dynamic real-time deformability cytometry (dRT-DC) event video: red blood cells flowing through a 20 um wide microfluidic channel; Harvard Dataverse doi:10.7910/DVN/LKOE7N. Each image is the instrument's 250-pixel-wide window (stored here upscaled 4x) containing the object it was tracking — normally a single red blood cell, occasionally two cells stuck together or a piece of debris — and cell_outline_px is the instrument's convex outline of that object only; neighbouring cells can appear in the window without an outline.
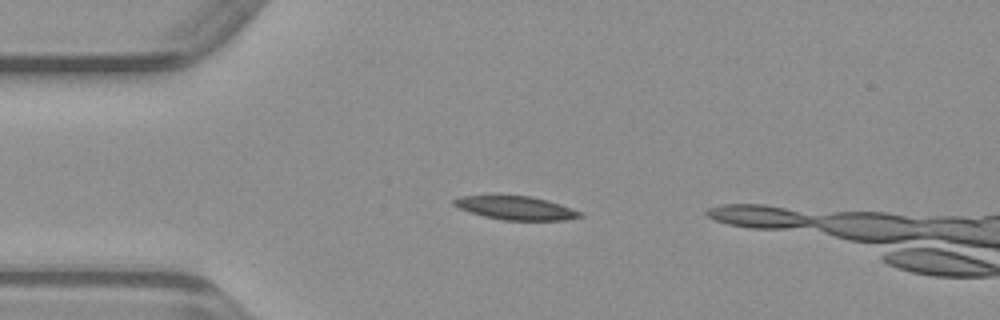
{"species": "common noctule bat (a hibernating species)", "species_latin": "Nyctalus noctula", "temperature_condition": "warm", "stored_images_in_passage": 42, "camera_frame_rate_fps": 3000, "um_per_image_px": 0.085, "animal": {"sex": "male", "body_mass_g": 23.1, "forearm_length_mm": 52.7}, "frame": {"image": 1, "passage_image": 11, "time_ms": 3.333, "image_size_px": [1000, 320], "cell_outline_px": [[584, 216], [564, 220], [504, 220], [484, 216], [460, 208], [452, 204], [452, 200], [460, 196], [532, 196], [548, 200], [560, 204], [580, 212]], "centroid_in_image_um": [43.85, 17.68], "position_along_channel_um": 41.1, "area_um2": 16.99}}
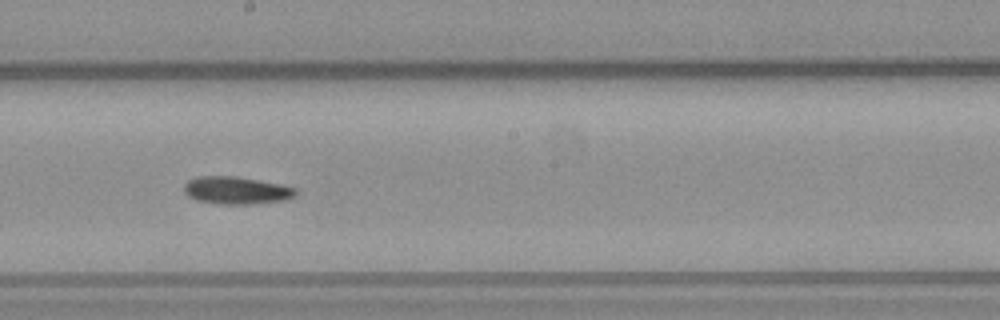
{"frame": {"image": 2, "passage_image": 26, "time_ms": 8.333, "image_size_px": [1000, 320], "cell_outline_px": [[296, 196], [288, 200], [252, 204], [224, 204], [196, 200], [188, 196], [184, 192], [184, 184], [188, 180], [196, 176], [236, 176], [284, 184], [296, 188]], "centroid_in_image_um": [20.13, 16.17], "position_along_channel_um": 228.1, "area_um2": 18.21}}
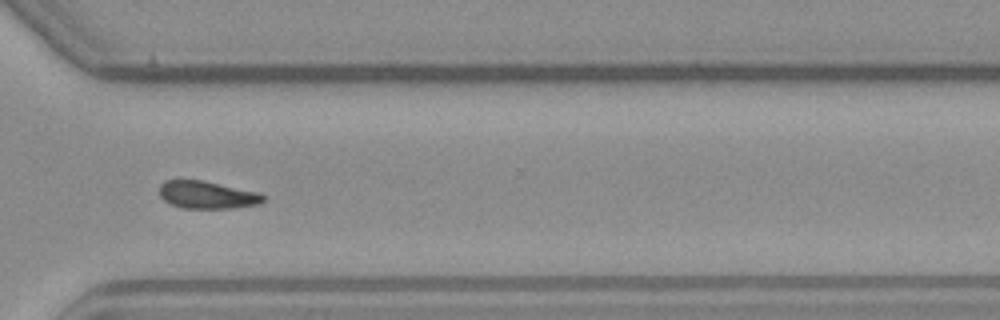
{"frame": {"image": 3, "passage_image": 35, "time_ms": 11.333, "image_size_px": [1000, 320], "cell_outline_px": [[268, 196], [260, 204], [232, 208], [184, 208], [172, 204], [164, 200], [160, 196], [160, 184], [164, 180], [204, 180], [260, 192]], "centroid_in_image_um": [17.66, 16.55], "position_along_channel_um": 352.9, "area_um2": 16.88}}